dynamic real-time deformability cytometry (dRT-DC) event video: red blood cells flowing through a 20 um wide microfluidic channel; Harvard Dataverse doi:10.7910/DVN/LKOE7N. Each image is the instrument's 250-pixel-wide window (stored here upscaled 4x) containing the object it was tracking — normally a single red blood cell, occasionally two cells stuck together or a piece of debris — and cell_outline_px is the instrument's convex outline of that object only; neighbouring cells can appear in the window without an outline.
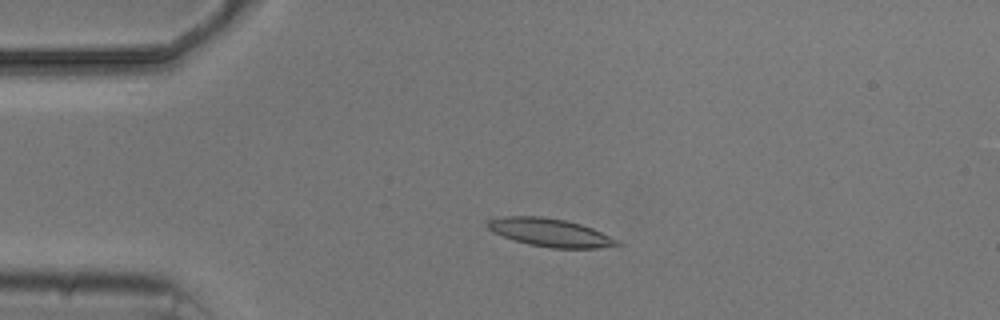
{"species": "common noctule bat (a hibernating species)", "species_latin": "Nyctalus noctula", "temperature_condition": "cold", "stored_images_in_passage": 5, "camera_frame_rate_fps": 3000, "um_per_image_px": 0.085, "animal": {"sex": "male", "body_mass_g": 20.5, "forearm_length_mm": 52.5}, "frame": {"image": 1, "passage_image": 4, "time_ms": 3.333, "image_size_px": [1000, 320], "cell_outline_px": [[624, 244], [596, 248], [552, 248], [528, 244], [492, 232], [484, 224], [488, 220], [504, 216], [540, 216], [564, 220], [580, 224], [592, 228], [620, 240]], "centroid_in_image_um": [46.77, 19.76], "position_along_channel_um": 38.2, "area_um2": 21.15}}